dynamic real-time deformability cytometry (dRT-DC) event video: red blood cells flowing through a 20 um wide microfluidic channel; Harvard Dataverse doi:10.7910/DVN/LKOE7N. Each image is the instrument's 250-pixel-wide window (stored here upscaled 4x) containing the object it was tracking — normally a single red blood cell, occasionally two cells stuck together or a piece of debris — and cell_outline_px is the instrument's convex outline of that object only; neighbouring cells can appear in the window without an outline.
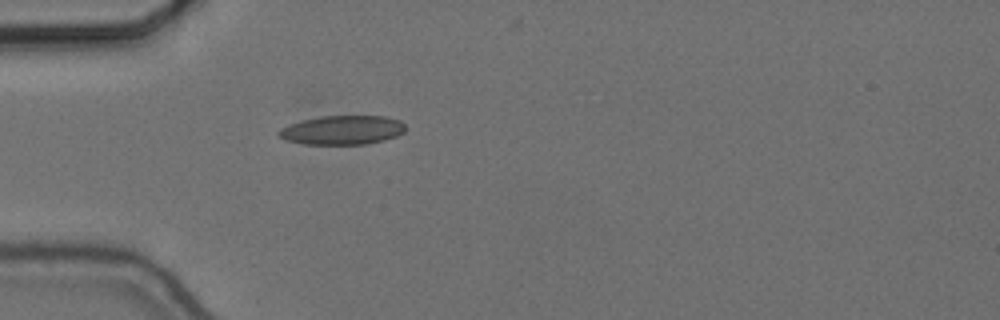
{"species": "common noctule bat (a hibernating species)", "species_latin": "Nyctalus noctula", "temperature_condition": "cold", "stored_images_in_passage": 40, "camera_frame_rate_fps": 3000, "um_per_image_px": 0.085, "animal": {"sex": "female", "body_mass_g": 24.6, "forearm_length_mm": 56.2}, "frame": {"image": 1, "passage_image": 1, "time_ms": 0.0, "image_size_px": [1000, 320], "cell_outline_px": [[404, 132], [396, 136], [384, 140], [364, 144], [304, 144], [284, 140], [276, 136], [276, 132], [280, 128], [288, 124], [320, 116], [388, 116], [400, 120], [404, 124]], "centroid_in_image_um": [29.05, 11.05], "position_along_channel_um": 55.9, "area_um2": 21.62}}
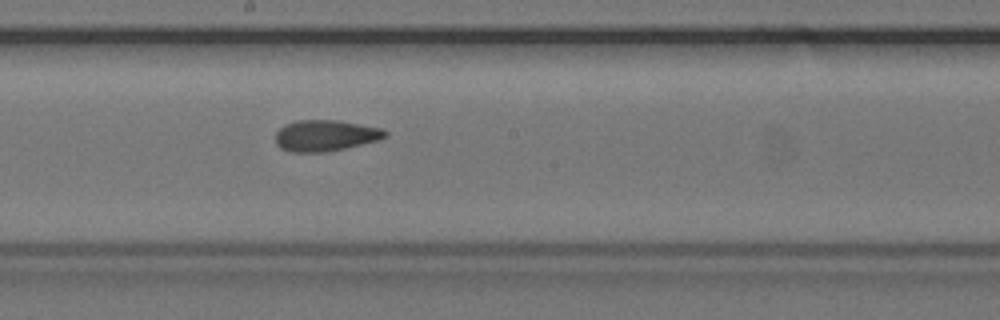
{"frame": {"image": 2, "passage_image": 15, "time_ms": 4.667, "image_size_px": [1000, 320], "cell_outline_px": [[388, 136], [380, 140], [344, 148], [324, 152], [292, 152], [280, 148], [276, 144], [276, 132], [284, 124], [296, 120], [340, 120], [380, 128], [388, 132]], "centroid_in_image_um": [27.65, 11.51], "position_along_channel_um": 220.5, "area_um2": 20.0}}
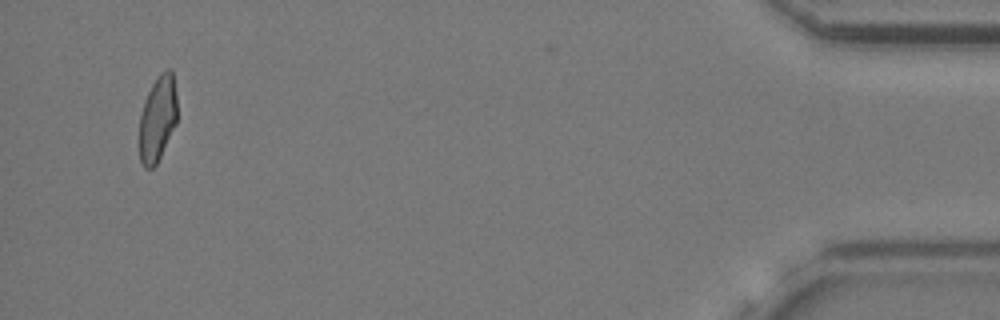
{"frame": {"image": 3, "passage_image": 38, "time_ms": 12.333, "image_size_px": [1000, 320], "cell_outline_px": [[176, 124], [156, 164], [152, 168], [144, 168], [140, 160], [140, 112], [144, 100], [152, 84], [160, 72], [168, 68], [172, 72], [176, 92]], "centroid_in_image_um": [13.39, 10.06], "position_along_channel_um": 421.8, "area_um2": 18.73}, "authors_computed_cell_mechanics": {"area_um2": 20.0277, "velocity_mm_per_s": 3.6542, "shape_relaxation_time_tau1_ms": null, "shape_relaxation_time_tau2_ms": 2.277, "deformation_change_tau1": null, "deformation_change_tau2": 0.0867}}